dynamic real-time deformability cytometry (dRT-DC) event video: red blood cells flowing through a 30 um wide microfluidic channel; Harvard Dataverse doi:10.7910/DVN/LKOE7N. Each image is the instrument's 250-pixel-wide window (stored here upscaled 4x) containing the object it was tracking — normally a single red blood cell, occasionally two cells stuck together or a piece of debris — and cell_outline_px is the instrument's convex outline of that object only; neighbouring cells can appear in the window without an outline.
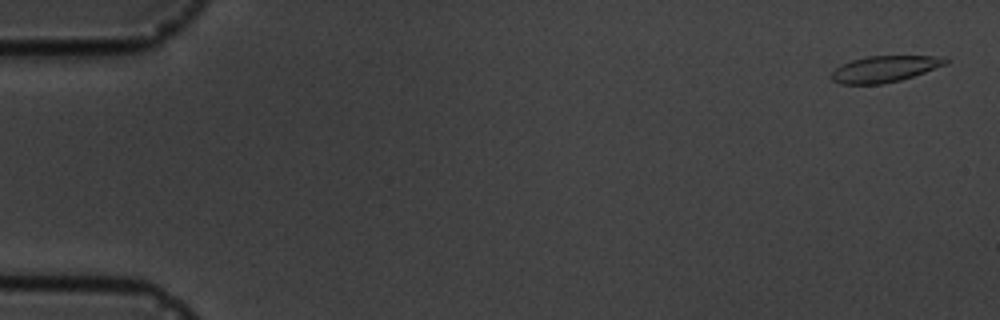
{"species": "common noctule bat (a hibernating species)", "species_latin": "Nyctalus noctula", "temperature_condition": "cold", "stored_images_in_passage": 4, "camera_frame_rate_fps": 3000, "um_per_image_px": 0.085, "animal": {"sex": "male", "body_mass_g": 19.5, "forearm_length_mm": 54.6}, "frame": {"image": 1, "passage_image": 1, "time_ms": 0.0, "image_size_px": [1000, 320], "cell_outline_px": [[948, 64], [900, 80], [880, 84], [840, 84], [832, 80], [828, 76], [840, 64], [852, 60], [868, 56], [944, 56], [948, 60]], "centroid_in_image_um": [75.17, 5.86], "position_along_channel_um": 9.8, "area_um2": 17.51}}